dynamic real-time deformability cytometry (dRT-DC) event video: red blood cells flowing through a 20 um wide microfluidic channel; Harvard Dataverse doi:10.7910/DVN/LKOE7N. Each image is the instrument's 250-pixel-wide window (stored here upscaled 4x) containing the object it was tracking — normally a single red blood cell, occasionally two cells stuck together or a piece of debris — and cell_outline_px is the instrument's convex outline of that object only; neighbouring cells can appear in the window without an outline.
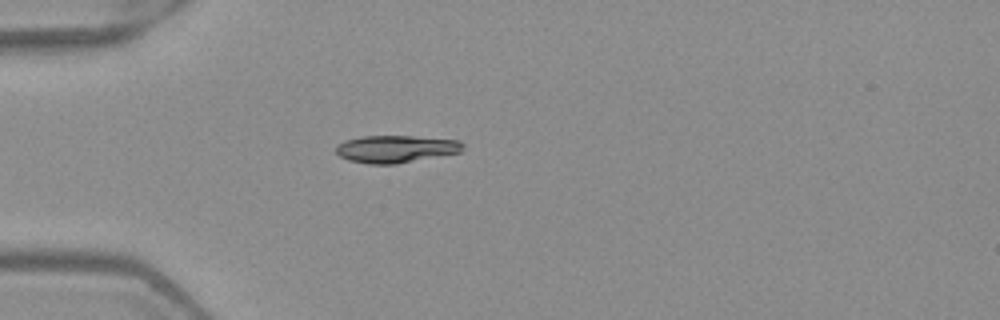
{"species": "Egyptian fruit bat (a non-hibernating species)", "species_latin": "Rousettus aegyptiacus", "temperature_condition": "warm", "stored_images_in_passage": 3, "camera_frame_rate_fps": 3000, "um_per_image_px": 0.085, "frame": {"image": 1, "passage_image": 3, "time_ms": 0.667, "image_size_px": [1000, 320], "cell_outline_px": [[464, 148], [460, 152], [396, 164], [368, 164], [348, 160], [340, 156], [336, 152], [336, 144], [344, 140], [360, 136], [412, 136], [460, 140], [464, 144]], "centroid_in_image_um": [33.62, 12.65], "position_along_channel_um": 51.4, "area_um2": 20.35}}